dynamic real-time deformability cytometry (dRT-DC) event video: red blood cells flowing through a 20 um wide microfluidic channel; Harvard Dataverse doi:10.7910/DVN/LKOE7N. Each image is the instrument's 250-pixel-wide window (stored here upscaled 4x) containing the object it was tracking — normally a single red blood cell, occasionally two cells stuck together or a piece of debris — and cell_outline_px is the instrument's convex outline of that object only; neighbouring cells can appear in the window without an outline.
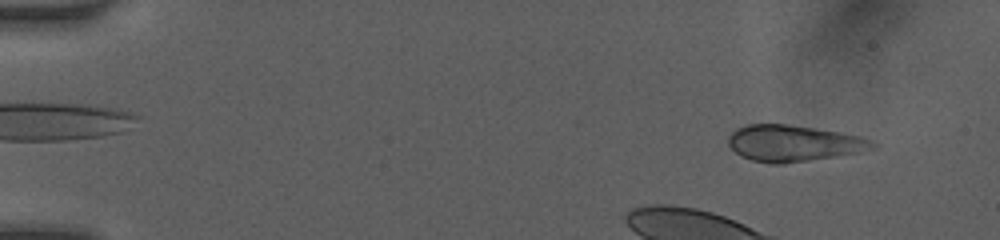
{"species": "human", "species_latin": "Homo sapiens", "temperature_condition": "room temperature", "stored_images_in_passage": 5, "camera_frame_rate_fps": 3000, "um_per_image_px": 0.085, "donor": {"sex": "female"}, "frame": {"image": 1, "passage_image": 1, "time_ms": 0.0, "image_size_px": [1000, 240], "cell_outline_px": [[880, 144], [876, 148], [860, 152], [784, 164], [772, 164], [752, 160], [740, 156], [728, 144], [728, 136], [736, 128], [748, 124], [788, 124], [816, 128], [840, 132], [860, 136]], "centroid_in_image_um": [67.46, 12.17], "position_along_channel_um": 17.5, "area_um2": 30.63}}